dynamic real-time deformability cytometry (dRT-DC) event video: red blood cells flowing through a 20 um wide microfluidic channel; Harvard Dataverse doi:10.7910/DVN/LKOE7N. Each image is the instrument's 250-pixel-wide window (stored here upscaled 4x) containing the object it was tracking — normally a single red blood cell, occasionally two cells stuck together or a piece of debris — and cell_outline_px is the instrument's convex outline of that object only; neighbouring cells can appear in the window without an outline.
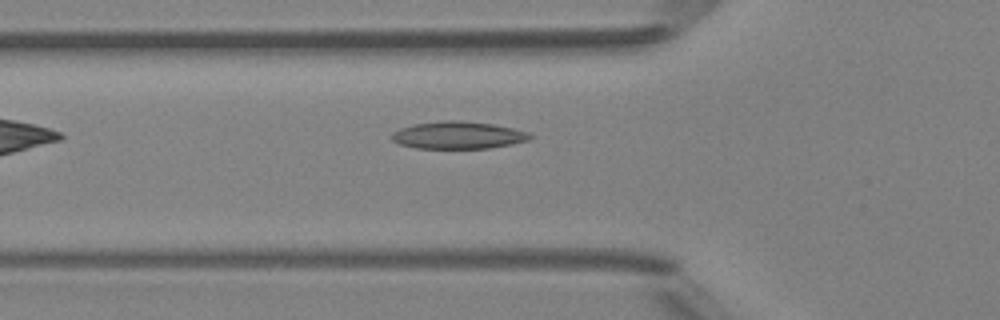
{"species": "Egyptian fruit bat (a non-hibernating species)", "species_latin": "Rousettus aegyptiacus", "temperature_condition": "room temperature", "stored_images_in_passage": 34, "camera_frame_rate_fps": 3000, "um_per_image_px": 0.085, "animal": {"sex": "female"}, "frame": {"image": 1, "passage_image": 2, "time_ms": 0.333, "image_size_px": [1000, 320], "cell_outline_px": [[532, 136], [528, 140], [512, 144], [488, 148], [416, 148], [400, 144], [392, 140], [388, 136], [392, 132], [400, 128], [412, 124], [440, 120], [460, 120], [492, 124], [512, 128], [528, 132]], "centroid_in_image_um": [38.88, 11.48], "position_along_channel_um": 86.9, "area_um2": 22.14}}
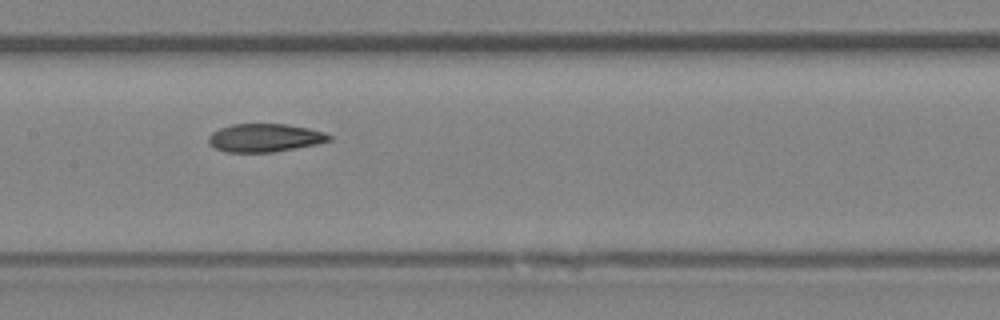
{"frame": {"image": 2, "passage_image": 9, "time_ms": 2.667, "image_size_px": [1000, 320], "cell_outline_px": [[332, 140], [316, 144], [272, 152], [224, 152], [212, 148], [208, 144], [208, 136], [212, 132], [220, 128], [232, 124], [284, 124], [308, 128], [324, 132], [332, 136]], "centroid_in_image_um": [22.46, 11.72], "position_along_channel_um": 184.9, "area_um2": 19.88}}
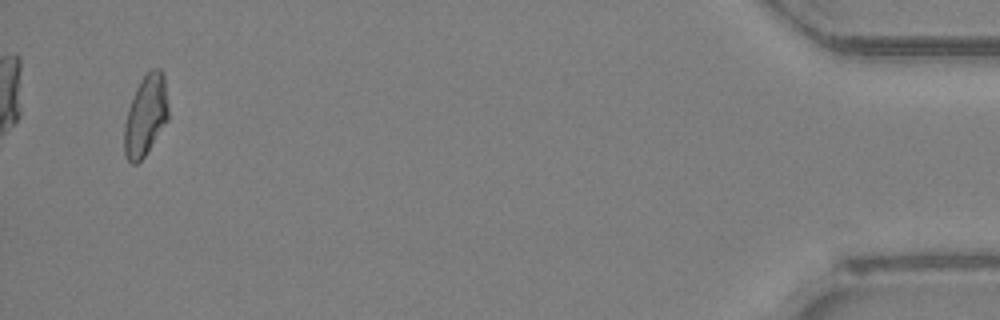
{"frame": {"image": 3, "passage_image": 32, "time_ms": 10.333, "image_size_px": [1000, 320], "cell_outline_px": [[168, 120], [144, 156], [136, 164], [132, 164], [128, 160], [124, 152], [124, 124], [128, 108], [136, 88], [140, 80], [152, 68], [160, 68], [164, 76], [168, 108]], "centroid_in_image_um": [12.37, 9.81], "position_along_channel_um": 422.8, "area_um2": 20.58}}